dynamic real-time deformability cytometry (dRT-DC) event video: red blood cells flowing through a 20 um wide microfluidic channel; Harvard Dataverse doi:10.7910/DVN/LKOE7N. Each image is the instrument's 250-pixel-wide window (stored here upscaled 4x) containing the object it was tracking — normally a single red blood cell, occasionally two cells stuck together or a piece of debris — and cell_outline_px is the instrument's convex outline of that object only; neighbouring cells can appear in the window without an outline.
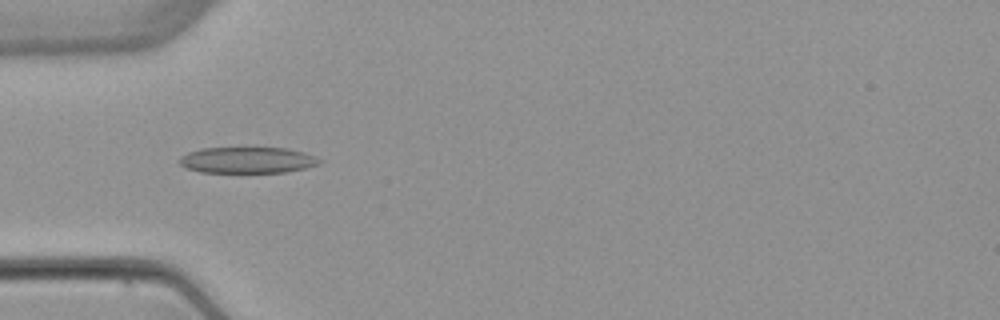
{"species": "common noctule bat (a hibernating species)", "species_latin": "Nyctalus noctula", "temperature_condition": "warm", "stored_images_in_passage": 5, "camera_frame_rate_fps": 3000, "um_per_image_px": 0.085, "animal": {"sex": "female", "body_mass_g": 22.7, "forearm_length_mm": 54.2}, "frame": {"image": 1, "passage_image": 5, "time_ms": 5.0, "image_size_px": [1000, 320], "cell_outline_px": [[324, 160], [320, 164], [304, 168], [284, 172], [200, 172], [184, 168], [176, 160], [180, 156], [188, 152], [200, 148], [288, 148], [304, 152]], "centroid_in_image_um": [20.99, 13.6], "position_along_channel_um": 64.0, "area_um2": 21.5}}